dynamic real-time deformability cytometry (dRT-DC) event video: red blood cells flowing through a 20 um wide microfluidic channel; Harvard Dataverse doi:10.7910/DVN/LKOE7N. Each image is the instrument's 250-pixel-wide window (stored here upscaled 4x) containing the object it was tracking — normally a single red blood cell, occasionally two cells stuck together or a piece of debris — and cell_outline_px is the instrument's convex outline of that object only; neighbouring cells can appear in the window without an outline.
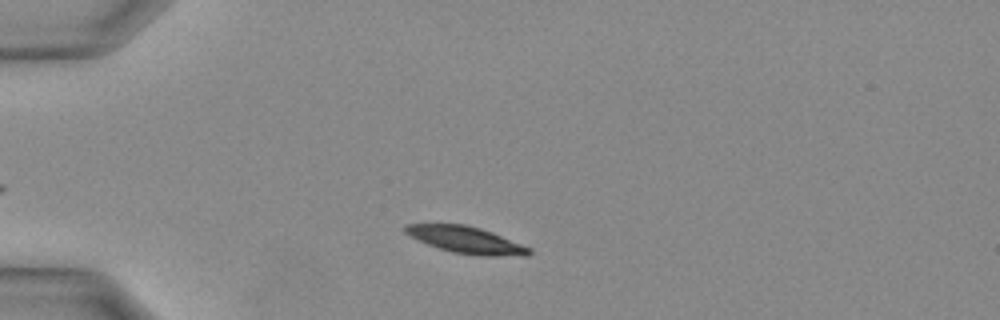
{"species": "Egyptian fruit bat (a non-hibernating species)", "species_latin": "Rousettus aegyptiacus", "temperature_condition": "warm", "stored_images_in_passage": 25, "camera_frame_rate_fps": 3000, "um_per_image_px": 0.085, "animal": {"sex": "female"}, "frame": {"image": 1, "passage_image": 4, "time_ms": 1.0, "image_size_px": [1000, 320], "cell_outline_px": [[532, 252], [528, 256], [484, 256], [452, 252], [428, 244], [404, 232], [404, 224], [464, 224], [480, 228], [492, 232], [532, 248]], "centroid_in_image_um": [39.68, 20.4], "position_along_channel_um": 45.3, "area_um2": 19.19}}
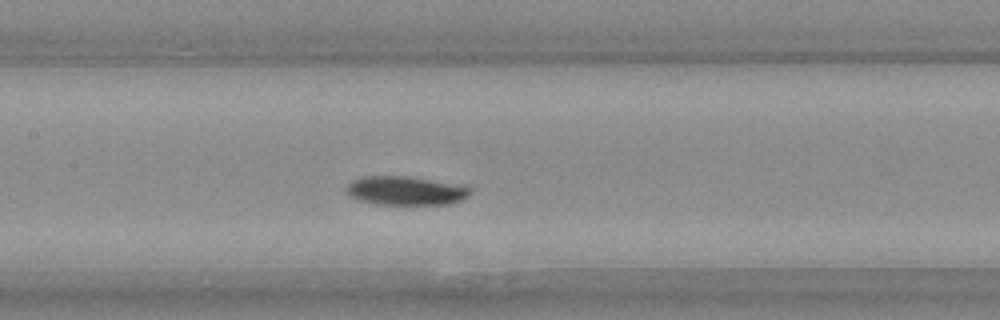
{"frame": {"image": 2, "passage_image": 12, "time_ms": 3.667, "image_size_px": [1000, 320], "cell_outline_px": [[472, 192], [468, 196], [460, 200], [448, 204], [376, 204], [356, 200], [348, 196], [348, 184], [352, 180], [364, 176], [408, 176], [468, 188]], "centroid_in_image_um": [34.37, 16.22], "position_along_channel_um": 173.0, "area_um2": 20.29}}
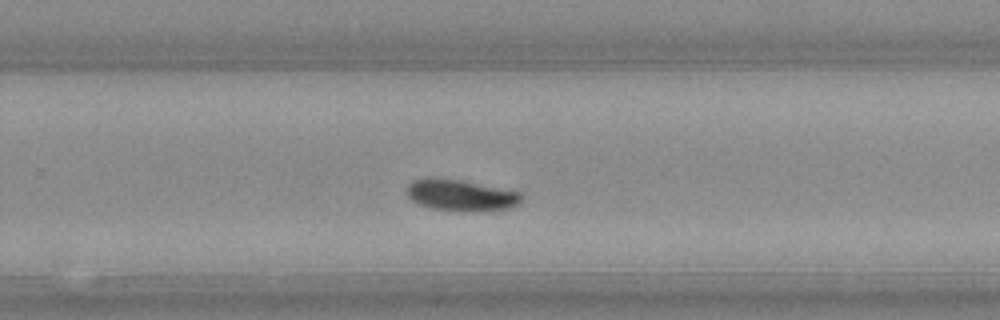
{"frame": {"image": 3, "passage_image": 18, "time_ms": 5.667, "image_size_px": [1000, 320], "cell_outline_px": [[520, 204], [508, 208], [488, 212], [456, 212], [432, 208], [420, 204], [412, 200], [408, 196], [408, 184], [412, 180], [428, 176], [432, 176], [460, 180], [520, 192]], "centroid_in_image_um": [39.15, 16.61], "position_along_channel_um": 290.6, "area_um2": 21.33}}